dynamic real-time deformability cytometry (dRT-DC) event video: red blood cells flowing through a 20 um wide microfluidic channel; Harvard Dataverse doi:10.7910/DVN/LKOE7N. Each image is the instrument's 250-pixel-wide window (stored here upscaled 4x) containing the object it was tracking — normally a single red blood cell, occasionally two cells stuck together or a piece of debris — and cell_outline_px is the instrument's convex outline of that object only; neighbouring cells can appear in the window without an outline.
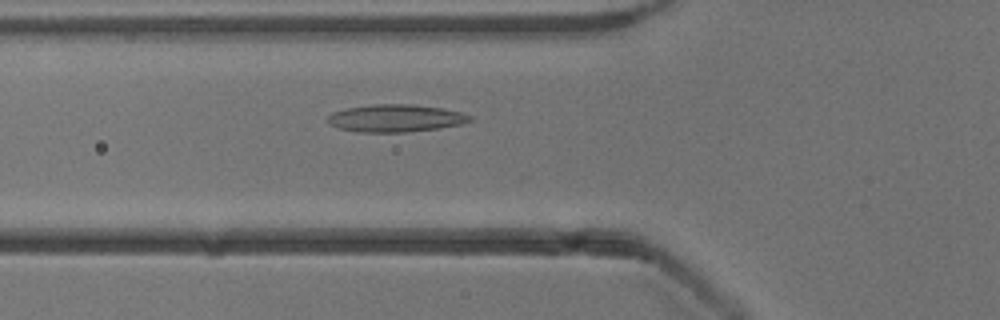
{"species": "common noctule bat (a hibernating species)", "species_latin": "Nyctalus noctula", "temperature_condition": "cold", "stored_images_in_passage": 38, "camera_frame_rate_fps": 3000, "um_per_image_px": 0.085, "animal": {"sex": "male", "body_mass_g": 13.3}, "frame": {"image": 1, "passage_image": 4, "time_ms": 1.0, "image_size_px": [1000, 320], "cell_outline_px": [[472, 120], [460, 124], [440, 128], [404, 132], [356, 132], [336, 128], [328, 124], [328, 116], [332, 112], [344, 108], [372, 104], [412, 104], [440, 108], [460, 112], [472, 116]], "centroid_in_image_um": [33.56, 10.05], "position_along_channel_um": 92.2, "area_um2": 22.89}}
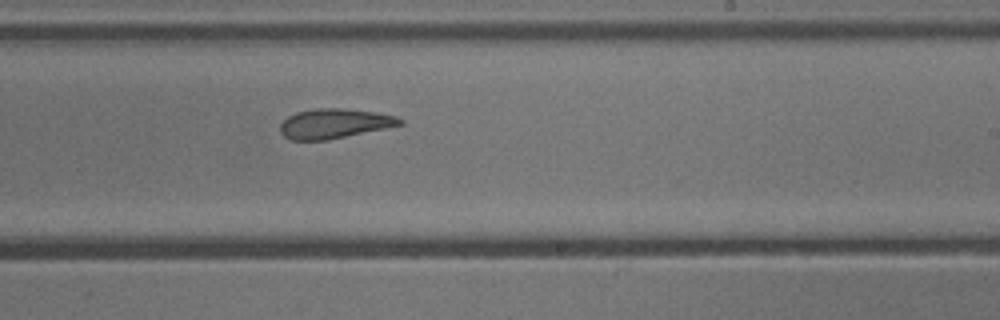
{"frame": {"image": 2, "passage_image": 17, "time_ms": 5.333, "image_size_px": [1000, 320], "cell_outline_px": [[404, 124], [324, 140], [292, 140], [284, 136], [280, 132], [280, 124], [288, 116], [296, 112], [316, 108], [344, 108], [376, 112], [396, 116], [404, 120]], "centroid_in_image_um": [28.4, 10.48], "position_along_channel_um": 260.6, "area_um2": 20.52}}
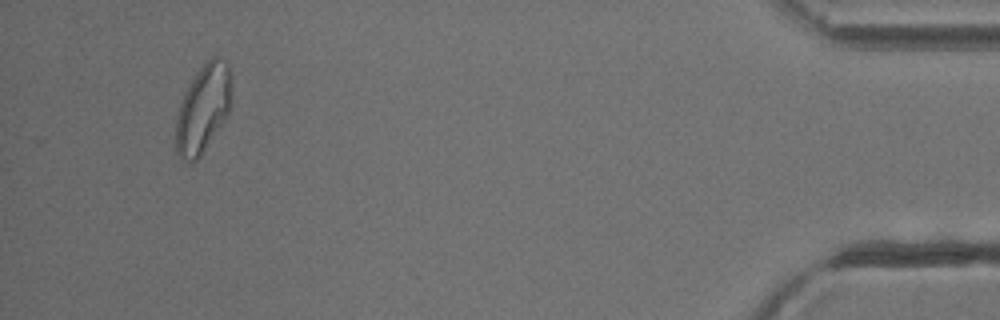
{"frame": {"image": 3, "passage_image": 35, "time_ms": 11.333, "image_size_px": [1000, 320], "cell_outline_px": [[232, 100], [228, 112], [200, 156], [192, 164], [180, 160], [176, 152], [176, 112], [184, 92], [188, 84], [196, 72], [212, 56], [216, 56], [228, 60], [232, 76]], "centroid_in_image_um": [17.26, 9.19], "position_along_channel_um": 417.9, "area_um2": 29.02}, "authors_computed_cell_mechanics": {"area_um2": 22.1952, "velocity_mm_per_s": 3.8766, "shape_relaxation_time_tau1_ms": null, "shape_relaxation_time_tau2_ms": 3.6334, "deformation_change_tau1": null, "deformation_change_tau2": 0.1191}}